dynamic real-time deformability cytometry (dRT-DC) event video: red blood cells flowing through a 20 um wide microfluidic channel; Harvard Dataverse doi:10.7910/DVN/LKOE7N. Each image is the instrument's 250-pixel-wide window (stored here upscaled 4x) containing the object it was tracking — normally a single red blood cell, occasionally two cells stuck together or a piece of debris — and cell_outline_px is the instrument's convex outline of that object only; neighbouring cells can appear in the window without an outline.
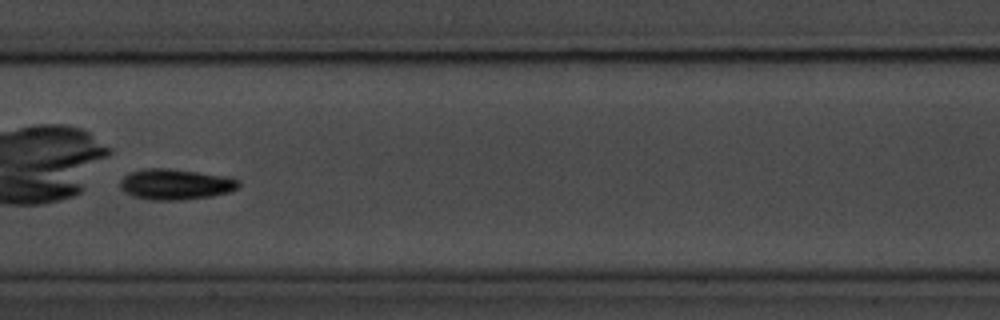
{"species": "common noctule bat (a hibernating species)", "species_latin": "Nyctalus noctula", "temperature_condition": "room temperature", "stored_images_in_passage": 8, "camera_frame_rate_fps": 3000, "um_per_image_px": 0.085, "animal": {"sex": "male", "body_mass_g": 20.1, "forearm_length_mm": 53.5}, "frame": {"image": 1, "passage_image": 7, "time_ms": 7.333, "image_size_px": [1000, 320], "cell_outline_px": [[240, 188], [228, 192], [212, 196], [180, 200], [152, 200], [132, 196], [124, 192], [120, 188], [120, 180], [128, 172], [144, 168], [168, 168], [224, 176], [240, 180]], "centroid_in_image_um": [14.89, 15.66], "position_along_channel_um": 192.5, "area_um2": 21.33}}